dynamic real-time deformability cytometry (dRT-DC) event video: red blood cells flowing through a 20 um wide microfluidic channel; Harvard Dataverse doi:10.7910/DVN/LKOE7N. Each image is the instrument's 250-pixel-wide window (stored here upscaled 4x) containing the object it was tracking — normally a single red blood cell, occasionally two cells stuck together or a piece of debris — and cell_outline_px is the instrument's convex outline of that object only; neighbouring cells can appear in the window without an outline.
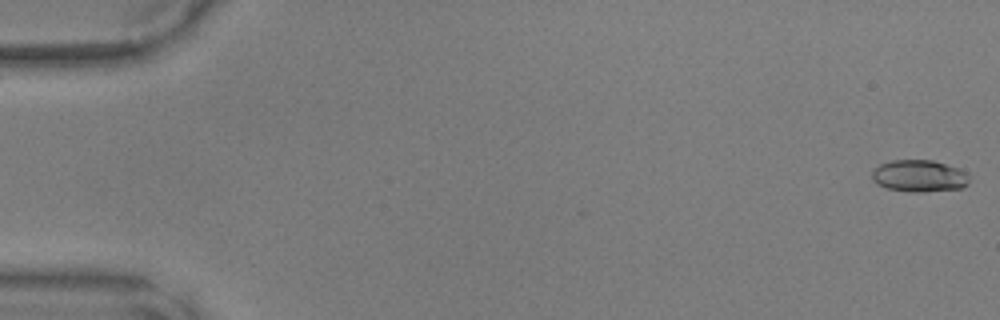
{"species": "common noctule bat (a hibernating species)", "species_latin": "Nyctalus noctula", "temperature_condition": "warm", "stored_images_in_passage": 49, "camera_frame_rate_fps": 3000, "um_per_image_px": 0.085, "animal": {"sex": "male", "body_mass_g": 17.9, "forearm_length_mm": 54.2}, "frame": {"image": 1, "passage_image": 1, "time_ms": 0.0, "image_size_px": [1000, 320], "cell_outline_px": [[968, 184], [960, 188], [924, 192], [908, 192], [888, 188], [876, 184], [872, 180], [872, 172], [880, 164], [892, 160], [932, 160], [968, 172]], "centroid_in_image_um": [78.11, 14.96], "position_along_channel_um": 6.9, "area_um2": 18.03}}
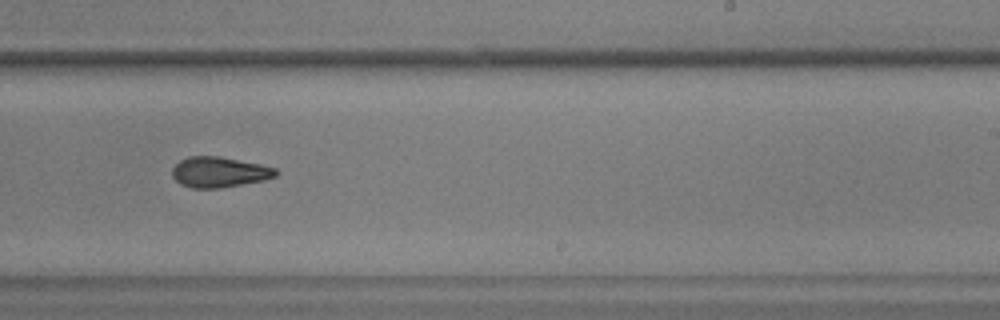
{"frame": {"image": 2, "passage_image": 31, "time_ms": 10.0, "image_size_px": [1000, 320], "cell_outline_px": [[280, 172], [276, 176], [264, 180], [220, 188], [192, 188], [180, 184], [172, 176], [172, 168], [180, 160], [188, 156], [220, 156], [260, 164], [276, 168]], "centroid_in_image_um": [18.64, 14.62], "position_along_channel_um": 270.4, "area_um2": 18.5}}
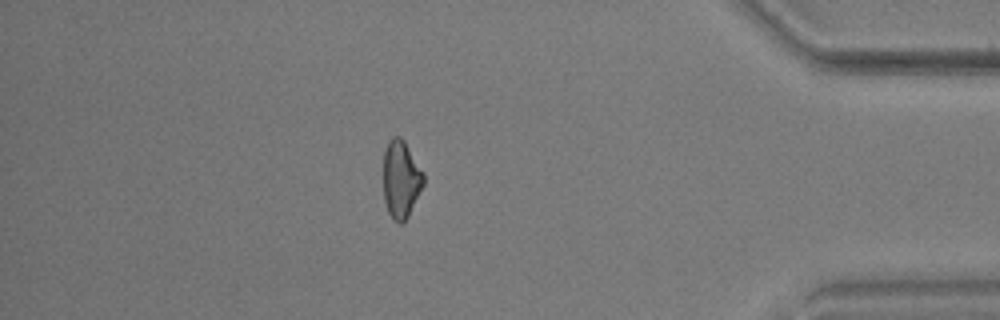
{"frame": {"image": 3, "passage_image": 43, "time_ms": 14.0, "image_size_px": [1000, 320], "cell_outline_px": [[424, 184], [408, 216], [400, 224], [388, 212], [384, 200], [384, 152], [388, 140], [392, 136], [400, 136], [404, 140], [424, 172]], "centroid_in_image_um": [34.09, 15.19], "position_along_channel_um": 401.1, "area_um2": 18.09}}